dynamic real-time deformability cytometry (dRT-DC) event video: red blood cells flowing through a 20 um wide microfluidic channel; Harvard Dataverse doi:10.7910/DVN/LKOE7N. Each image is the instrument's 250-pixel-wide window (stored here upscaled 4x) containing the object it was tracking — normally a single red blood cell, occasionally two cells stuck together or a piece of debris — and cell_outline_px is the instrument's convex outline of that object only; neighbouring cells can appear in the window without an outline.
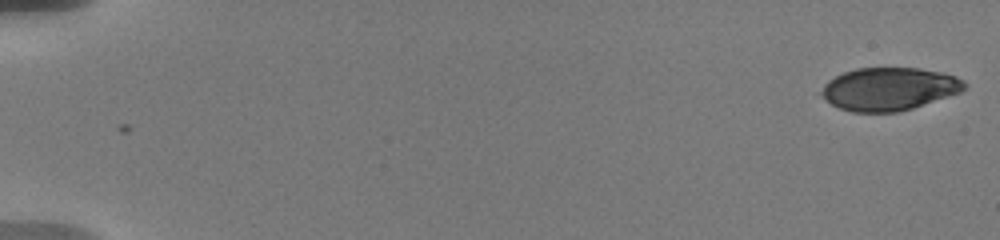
{"species": "human", "species_latin": "Homo sapiens", "temperature_condition": "warm", "stored_images_in_passage": 19, "camera_frame_rate_fps": 3000, "um_per_image_px": 0.085, "donor": {"sex": "male"}, "frame": {"image": 1, "passage_image": 1, "time_ms": 0.0, "image_size_px": [1000, 240], "cell_outline_px": [[968, 84], [960, 92], [912, 108], [896, 112], [852, 112], [840, 108], [832, 104], [820, 92], [824, 84], [828, 80], [844, 72], [856, 68], [920, 68], [940, 72], [956, 76], [964, 80]], "centroid_in_image_um": [75.58, 7.55], "position_along_channel_um": 9.4, "area_um2": 35.49}}
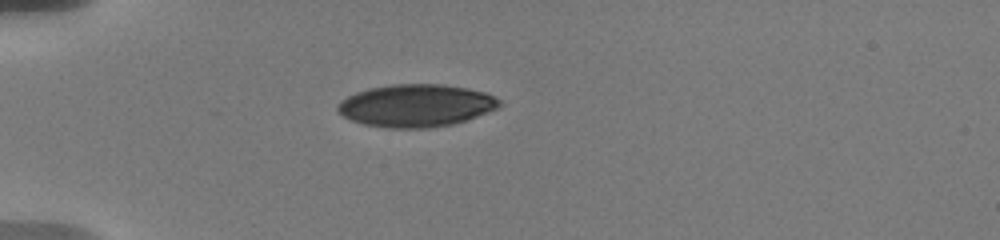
{"frame": {"image": 2, "passage_image": 16, "time_ms": 5.333, "image_size_px": [1000, 240], "cell_outline_px": [[504, 104], [488, 112], [468, 120], [452, 124], [432, 128], [384, 128], [364, 124], [352, 120], [336, 112], [336, 104], [340, 100], [356, 92], [368, 88], [392, 84], [440, 84], [468, 88], [488, 92], [500, 100]], "centroid_in_image_um": [35.37, 8.97], "position_along_channel_um": 49.6, "area_um2": 40.58}}